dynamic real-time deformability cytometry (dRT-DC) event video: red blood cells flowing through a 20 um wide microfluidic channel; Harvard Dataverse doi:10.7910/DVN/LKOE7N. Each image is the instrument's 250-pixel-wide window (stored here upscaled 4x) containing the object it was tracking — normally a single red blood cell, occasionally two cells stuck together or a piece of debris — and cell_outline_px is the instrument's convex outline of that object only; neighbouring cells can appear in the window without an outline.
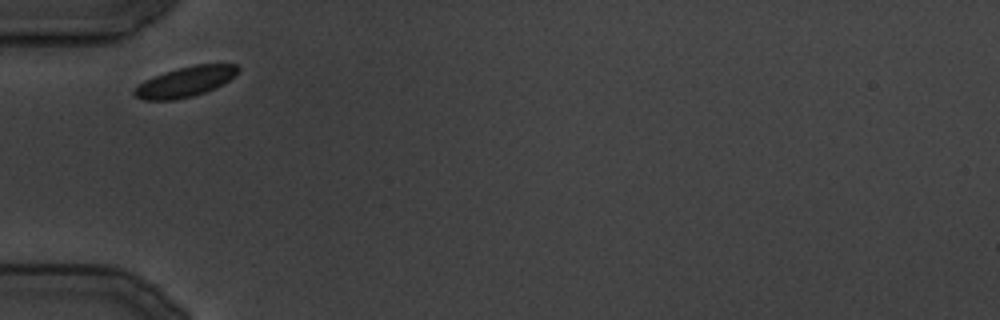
{"species": "common noctule bat (a hibernating species)", "species_latin": "Nyctalus noctula", "temperature_condition": "cold", "stored_images_in_passage": 19, "camera_frame_rate_fps": 3000, "um_per_image_px": 0.085, "animal": {"sex": "male", "body_mass_g": 19.5, "forearm_length_mm": 54.6}, "frame": {"image": 1, "passage_image": 1, "time_ms": 0.0, "image_size_px": [1000, 320], "cell_outline_px": [[240, 68], [228, 80], [216, 88], [192, 96], [176, 100], [144, 100], [136, 96], [132, 92], [132, 88], [144, 80], [152, 76], [164, 72], [196, 64], [236, 64]], "centroid_in_image_um": [15.69, 6.96], "position_along_channel_um": 69.3, "area_um2": 18.15}}
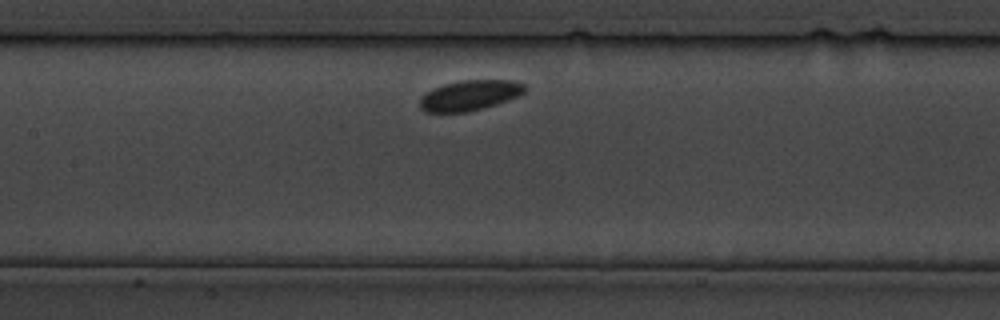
{"frame": {"image": 2, "passage_image": 7, "time_ms": 7.0, "image_size_px": [1000, 320], "cell_outline_px": [[528, 88], [524, 92], [508, 100], [484, 108], [468, 112], [424, 112], [420, 108], [420, 96], [432, 88], [444, 84], [460, 80], [516, 80], [524, 84]], "centroid_in_image_um": [39.92, 8.1], "position_along_channel_um": 167.5, "area_um2": 18.73}}
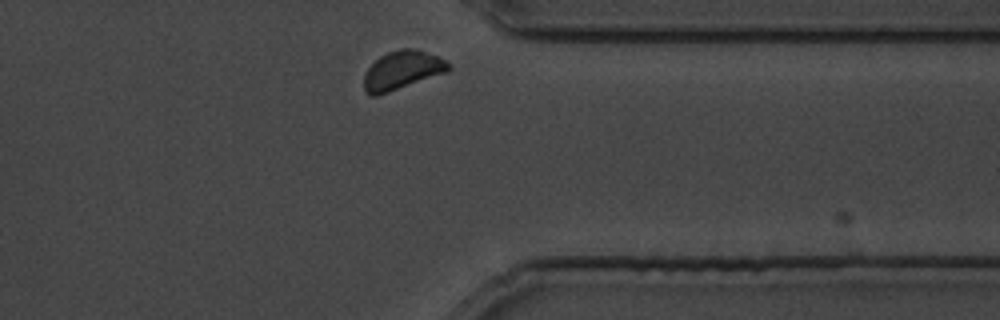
{"frame": {"image": 3, "passage_image": 19, "time_ms": 21.667, "image_size_px": [1000, 320], "cell_outline_px": [[452, 68], [448, 72], [376, 96], [372, 96], [364, 92], [364, 72], [380, 56], [388, 52], [400, 48], [416, 48], [436, 56], [452, 64]], "centroid_in_image_um": [34.19, 5.97], "position_along_channel_um": 377.2, "area_um2": 19.07}}